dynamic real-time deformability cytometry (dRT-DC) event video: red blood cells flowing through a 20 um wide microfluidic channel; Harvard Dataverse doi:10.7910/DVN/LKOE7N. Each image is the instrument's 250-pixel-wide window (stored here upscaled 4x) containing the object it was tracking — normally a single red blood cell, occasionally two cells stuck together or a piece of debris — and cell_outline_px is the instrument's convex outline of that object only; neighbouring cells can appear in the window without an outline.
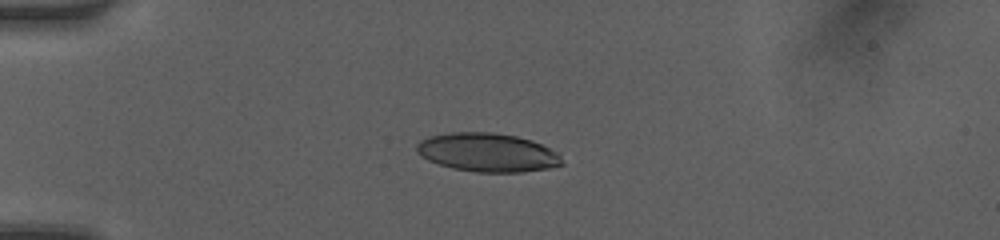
{"species": "human", "species_latin": "Homo sapiens", "temperature_condition": "room temperature", "stored_images_in_passage": 37, "camera_frame_rate_fps": 3000, "um_per_image_px": 0.085, "donor": {"sex": "female"}, "frame": {"image": 1, "passage_image": 1, "time_ms": 0.0, "image_size_px": [1000, 240], "cell_outline_px": [[564, 164], [548, 168], [520, 172], [476, 172], [452, 168], [428, 160], [416, 152], [416, 144], [420, 140], [432, 136], [448, 132], [492, 132], [516, 136], [532, 140], [556, 152], [560, 156]], "centroid_in_image_um": [41.42, 12.95], "position_along_channel_um": 43.6, "area_um2": 32.6}}
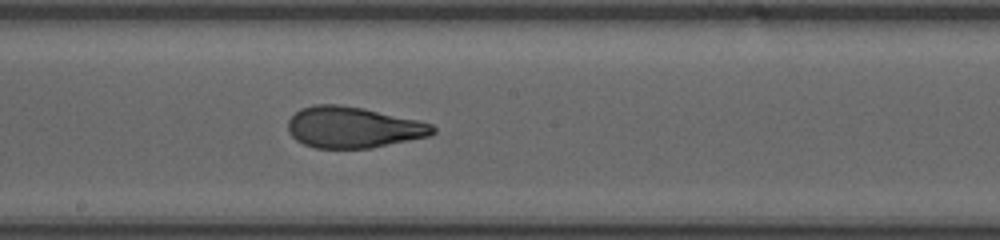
{"frame": {"image": 2, "passage_image": 16, "time_ms": 5.0, "image_size_px": [1000, 240], "cell_outline_px": [[436, 132], [428, 136], [372, 148], [316, 148], [304, 144], [296, 140], [288, 132], [288, 120], [300, 108], [316, 104], [336, 104], [364, 108], [416, 120], [432, 124], [436, 128]], "centroid_in_image_um": [29.99, 10.82], "position_along_channel_um": 218.2, "area_um2": 34.62}}
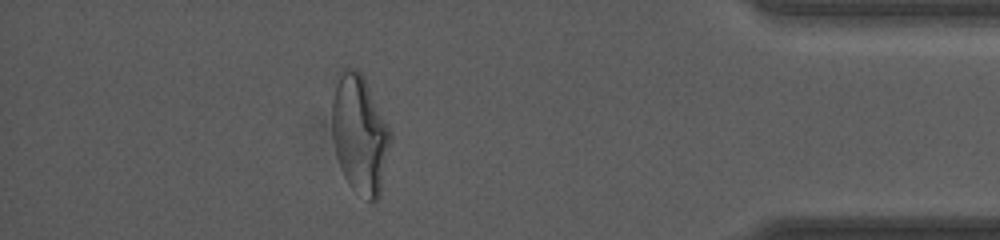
{"frame": {"image": 3, "passage_image": 32, "time_ms": 10.333, "image_size_px": [1000, 240], "cell_outline_px": [[392, 140], [380, 196], [372, 204], [352, 188], [348, 184], [340, 168], [336, 156], [332, 136], [332, 100], [336, 84], [340, 72], [344, 68], [356, 68], [364, 76], [392, 132]], "centroid_in_image_um": [30.6, 11.44], "position_along_channel_um": 404.6, "area_um2": 40.86}, "authors_computed_cell_mechanics": {"area_um2": 35.2002, "velocity_mm_per_s": 4.197, "shape_relaxation_time_tau1_ms": 9.6152, "shape_relaxation_time_tau2_ms": 1.0874, "deformation_change_tau1": 0.3142, "deformation_change_tau2": 0.093}}